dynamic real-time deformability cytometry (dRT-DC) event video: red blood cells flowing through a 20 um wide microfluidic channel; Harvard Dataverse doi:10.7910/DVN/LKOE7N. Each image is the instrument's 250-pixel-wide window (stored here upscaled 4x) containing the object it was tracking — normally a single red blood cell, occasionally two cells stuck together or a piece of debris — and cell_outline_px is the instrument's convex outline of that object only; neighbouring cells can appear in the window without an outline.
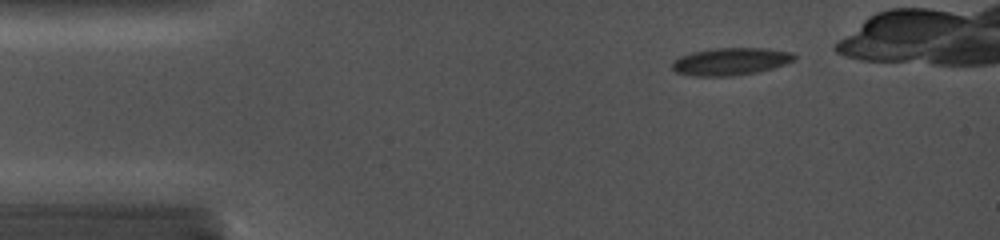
{"species": "common noctule bat (a hibernating species)", "species_latin": "Nyctalus noctula", "temperature_condition": "cold", "stored_images_in_passage": 7, "camera_frame_rate_fps": 5000, "um_per_image_px": 0.085, "animal": {"sex": "female", "body_mass_g": 19.0, "forearm_length_mm": 56.7}, "frame": {"image": 1, "passage_image": 2, "time_ms": 0.8, "image_size_px": [1000, 240], "cell_outline_px": [[796, 60], [772, 68], [756, 72], [732, 76], [696, 76], [676, 72], [672, 68], [672, 60], [680, 56], [692, 52], [716, 48], [768, 48], [792, 52], [796, 56]], "centroid_in_image_um": [62.11, 5.22], "position_along_channel_um": 22.9, "area_um2": 19.54}}
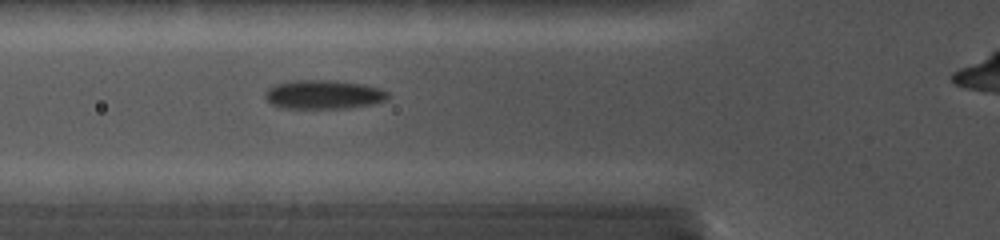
{"frame": {"image": 2, "passage_image": 6, "time_ms": 4.4, "image_size_px": [1000, 240], "cell_outline_px": [[388, 96], [384, 100], [372, 104], [348, 108], [284, 108], [272, 104], [264, 96], [264, 92], [268, 88], [276, 84], [288, 80], [332, 80], [364, 84], [380, 88], [388, 92]], "centroid_in_image_um": [27.48, 8.02], "position_along_channel_um": 98.3, "area_um2": 20.75}}
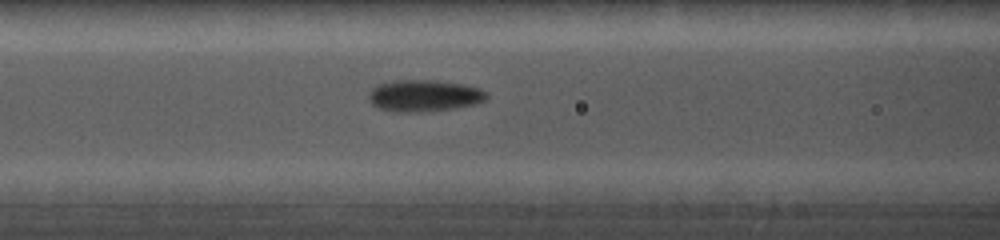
{"frame": {"image": 3, "passage_image": 7, "time_ms": 5.2, "image_size_px": [1000, 240], "cell_outline_px": [[488, 96], [484, 100], [476, 104], [456, 108], [420, 112], [396, 112], [380, 108], [372, 104], [368, 100], [368, 96], [372, 88], [376, 84], [392, 80], [436, 80], [460, 84], [480, 88], [488, 92]], "centroid_in_image_um": [36.04, 8.13], "position_along_channel_um": 130.6, "area_um2": 21.96}}